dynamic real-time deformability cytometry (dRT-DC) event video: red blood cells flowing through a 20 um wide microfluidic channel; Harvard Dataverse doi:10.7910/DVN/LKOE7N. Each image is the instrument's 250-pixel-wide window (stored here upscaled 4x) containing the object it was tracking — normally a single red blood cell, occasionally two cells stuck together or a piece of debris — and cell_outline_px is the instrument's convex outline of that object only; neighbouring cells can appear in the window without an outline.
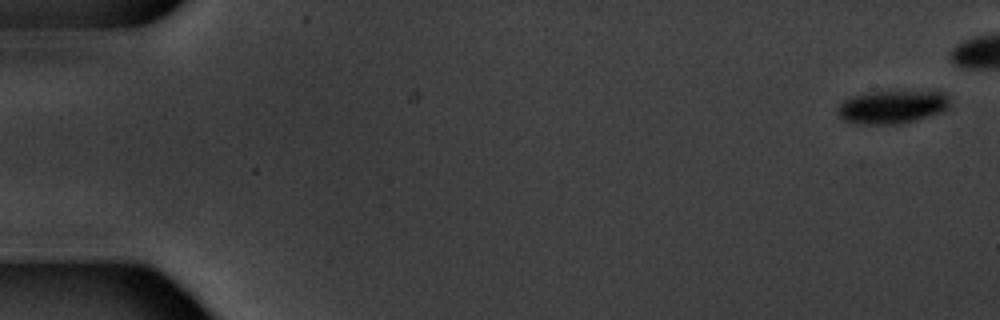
{"species": "common noctule bat (a hibernating species)", "species_latin": "Nyctalus noctula", "temperature_condition": "warm", "stored_images_in_passage": 7, "camera_frame_rate_fps": 3000, "um_per_image_px": 0.085, "animal": {"sex": "male", "body_mass_g": 20.1, "forearm_length_mm": 53.5}, "frame": {"image": 1, "passage_image": 1, "time_ms": 0.0, "image_size_px": [1000, 320], "cell_outline_px": [[952, 104], [948, 108], [940, 112], [916, 120], [900, 124], [852, 124], [844, 120], [836, 112], [840, 104], [844, 100], [852, 96], [872, 92], [944, 92], [948, 96]], "centroid_in_image_um": [75.83, 9.11], "position_along_channel_um": 9.2, "area_um2": 21.62}}